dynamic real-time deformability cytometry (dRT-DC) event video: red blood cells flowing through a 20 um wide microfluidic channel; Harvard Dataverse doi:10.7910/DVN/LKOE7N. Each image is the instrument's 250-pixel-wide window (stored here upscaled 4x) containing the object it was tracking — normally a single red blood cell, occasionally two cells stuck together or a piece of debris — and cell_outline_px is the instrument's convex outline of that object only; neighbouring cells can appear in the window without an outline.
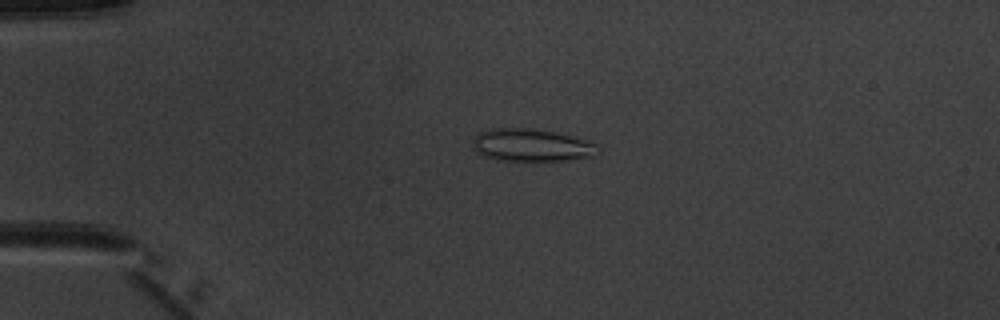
{"species": "common noctule bat (a hibernating species)", "species_latin": "Nyctalus noctula", "temperature_condition": "warm", "stored_images_in_passage": 6, "camera_frame_rate_fps": 3000, "um_per_image_px": 0.085, "animal": {"sex": "male", "body_mass_g": 20.1, "forearm_length_mm": 53.5}, "frame": {"image": 1, "passage_image": 3, "time_ms": 2.0, "image_size_px": [1000, 320], "cell_outline_px": [[600, 152], [596, 156], [564, 160], [496, 160], [480, 156], [472, 148], [472, 140], [476, 132], [488, 128], [532, 128], [556, 132], [588, 140], [600, 144]], "centroid_in_image_um": [45.16, 12.33], "position_along_channel_um": 39.8, "area_um2": 24.45}}
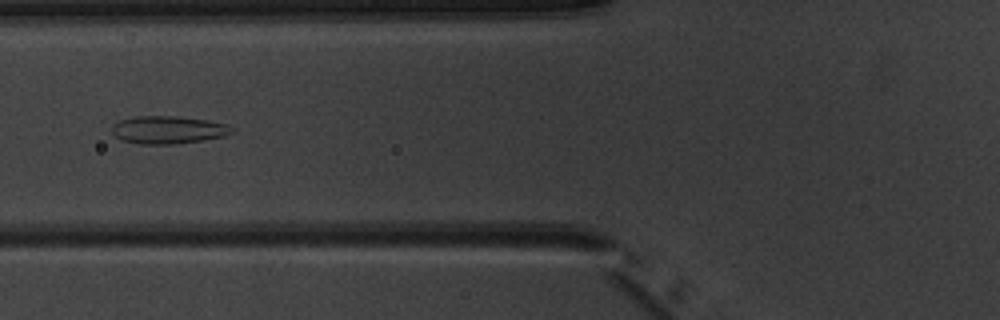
{"frame": {"image": 2, "passage_image": 5, "time_ms": 4.667, "image_size_px": [1000, 320], "cell_outline_px": [[232, 132], [224, 136], [204, 140], [172, 144], [140, 144], [120, 140], [112, 132], [112, 124], [120, 120], [136, 116], [176, 116], [208, 120], [228, 124], [232, 128]], "centroid_in_image_um": [14.27, 11.03], "position_along_channel_um": 111.5, "area_um2": 19.42}}
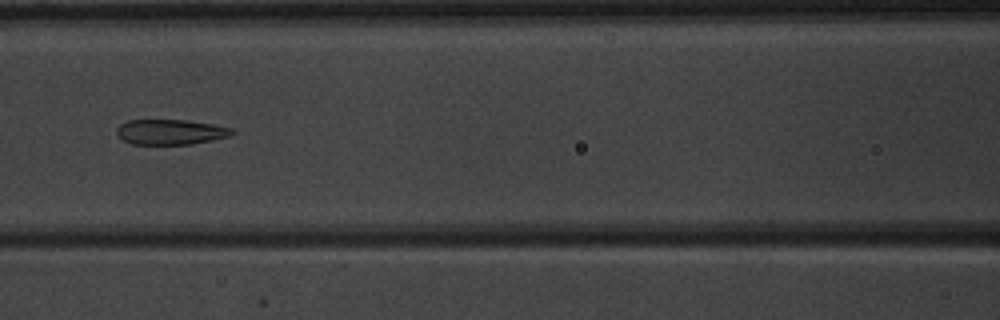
{"frame": {"image": 3, "passage_image": 6, "time_ms": 5.667, "image_size_px": [1000, 320], "cell_outline_px": [[236, 132], [232, 136], [192, 144], [132, 144], [116, 136], [116, 128], [120, 124], [128, 120], [188, 120], [212, 124], [232, 128]], "centroid_in_image_um": [14.5, 11.22], "position_along_channel_um": 152.1, "area_um2": 17.11}}